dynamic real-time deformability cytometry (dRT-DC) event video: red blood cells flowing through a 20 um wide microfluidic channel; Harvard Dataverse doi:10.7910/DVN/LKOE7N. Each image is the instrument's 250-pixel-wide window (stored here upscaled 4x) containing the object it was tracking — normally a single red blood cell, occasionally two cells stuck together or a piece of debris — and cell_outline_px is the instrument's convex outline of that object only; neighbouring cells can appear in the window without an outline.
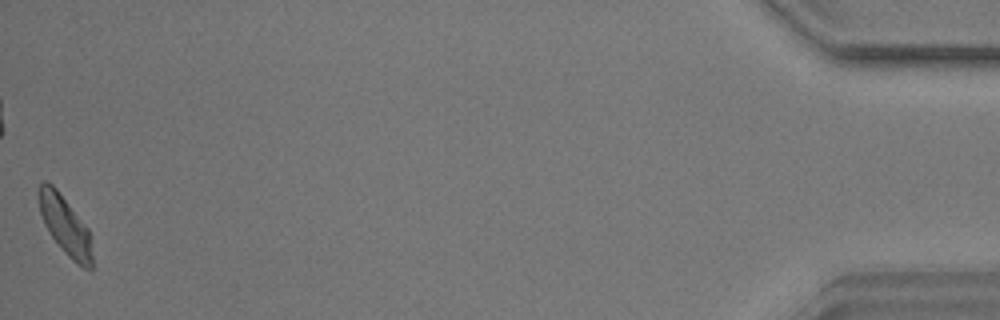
{"species": "common noctule bat (a hibernating species)", "species_latin": "Nyctalus noctula", "temperature_condition": "warm", "stored_images_in_passage": 51, "camera_frame_rate_fps": 3000, "um_per_image_px": 0.085, "animal": {"sex": "male", "body_mass_g": 17.9}, "frame": {"image": 1, "passage_image": 51, "time_ms": 16.667, "image_size_px": [1000, 320], "cell_outline_px": [[92, 268], [84, 268], [76, 264], [64, 252], [52, 236], [44, 224], [40, 212], [36, 192], [40, 184], [44, 180], [52, 184], [56, 188], [88, 228], [92, 256]], "centroid_in_image_um": [5.5, 19.13], "position_along_channel_um": 429.7, "area_um2": 18.15}, "authors_computed_cell_mechanics": {"area_um2": 18.8428, "velocity_mm_per_s": 3.5035, "shape_relaxation_time_tau1_ms": 3.6343, "shape_relaxation_time_tau2_ms": 4.4576, "deformation_change_tau1": 0.1092, "deformation_change_tau2": 0.1148}}